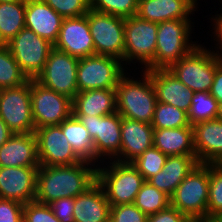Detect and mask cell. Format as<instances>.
<instances>
[{
    "mask_svg": "<svg viewBox=\"0 0 222 222\" xmlns=\"http://www.w3.org/2000/svg\"><path fill=\"white\" fill-rule=\"evenodd\" d=\"M198 3L197 0H138L136 15L157 24L173 19L190 20Z\"/></svg>",
    "mask_w": 222,
    "mask_h": 222,
    "instance_id": "obj_21",
    "label": "cell"
},
{
    "mask_svg": "<svg viewBox=\"0 0 222 222\" xmlns=\"http://www.w3.org/2000/svg\"><path fill=\"white\" fill-rule=\"evenodd\" d=\"M216 119L222 121V103H218Z\"/></svg>",
    "mask_w": 222,
    "mask_h": 222,
    "instance_id": "obj_46",
    "label": "cell"
},
{
    "mask_svg": "<svg viewBox=\"0 0 222 222\" xmlns=\"http://www.w3.org/2000/svg\"><path fill=\"white\" fill-rule=\"evenodd\" d=\"M124 62L120 59L91 55L79 58L77 66V85L79 92L95 89H116L125 74Z\"/></svg>",
    "mask_w": 222,
    "mask_h": 222,
    "instance_id": "obj_7",
    "label": "cell"
},
{
    "mask_svg": "<svg viewBox=\"0 0 222 222\" xmlns=\"http://www.w3.org/2000/svg\"><path fill=\"white\" fill-rule=\"evenodd\" d=\"M187 222H215L212 220H208V219H188Z\"/></svg>",
    "mask_w": 222,
    "mask_h": 222,
    "instance_id": "obj_47",
    "label": "cell"
},
{
    "mask_svg": "<svg viewBox=\"0 0 222 222\" xmlns=\"http://www.w3.org/2000/svg\"><path fill=\"white\" fill-rule=\"evenodd\" d=\"M153 131L151 124L121 117V150L114 160L134 161L153 146Z\"/></svg>",
    "mask_w": 222,
    "mask_h": 222,
    "instance_id": "obj_22",
    "label": "cell"
},
{
    "mask_svg": "<svg viewBox=\"0 0 222 222\" xmlns=\"http://www.w3.org/2000/svg\"><path fill=\"white\" fill-rule=\"evenodd\" d=\"M107 166H97V183L103 188L110 206L131 204L145 179L131 162L108 160Z\"/></svg>",
    "mask_w": 222,
    "mask_h": 222,
    "instance_id": "obj_4",
    "label": "cell"
},
{
    "mask_svg": "<svg viewBox=\"0 0 222 222\" xmlns=\"http://www.w3.org/2000/svg\"><path fill=\"white\" fill-rule=\"evenodd\" d=\"M52 209L54 215L61 222H74L73 211H74V198H61L55 201H52L48 204Z\"/></svg>",
    "mask_w": 222,
    "mask_h": 222,
    "instance_id": "obj_41",
    "label": "cell"
},
{
    "mask_svg": "<svg viewBox=\"0 0 222 222\" xmlns=\"http://www.w3.org/2000/svg\"><path fill=\"white\" fill-rule=\"evenodd\" d=\"M73 115L106 116L117 112L115 89L78 92L72 100Z\"/></svg>",
    "mask_w": 222,
    "mask_h": 222,
    "instance_id": "obj_26",
    "label": "cell"
},
{
    "mask_svg": "<svg viewBox=\"0 0 222 222\" xmlns=\"http://www.w3.org/2000/svg\"><path fill=\"white\" fill-rule=\"evenodd\" d=\"M26 0L0 3V44L5 45L25 27Z\"/></svg>",
    "mask_w": 222,
    "mask_h": 222,
    "instance_id": "obj_29",
    "label": "cell"
},
{
    "mask_svg": "<svg viewBox=\"0 0 222 222\" xmlns=\"http://www.w3.org/2000/svg\"><path fill=\"white\" fill-rule=\"evenodd\" d=\"M95 54L112 56L123 61L125 49V18L90 9L87 12Z\"/></svg>",
    "mask_w": 222,
    "mask_h": 222,
    "instance_id": "obj_9",
    "label": "cell"
},
{
    "mask_svg": "<svg viewBox=\"0 0 222 222\" xmlns=\"http://www.w3.org/2000/svg\"><path fill=\"white\" fill-rule=\"evenodd\" d=\"M39 167H0V198L23 205L36 196V175Z\"/></svg>",
    "mask_w": 222,
    "mask_h": 222,
    "instance_id": "obj_17",
    "label": "cell"
},
{
    "mask_svg": "<svg viewBox=\"0 0 222 222\" xmlns=\"http://www.w3.org/2000/svg\"><path fill=\"white\" fill-rule=\"evenodd\" d=\"M17 1H22V0H0V3H2V2H17Z\"/></svg>",
    "mask_w": 222,
    "mask_h": 222,
    "instance_id": "obj_48",
    "label": "cell"
},
{
    "mask_svg": "<svg viewBox=\"0 0 222 222\" xmlns=\"http://www.w3.org/2000/svg\"><path fill=\"white\" fill-rule=\"evenodd\" d=\"M140 73L141 80L130 78L128 72L119 80L115 89L117 113L130 120L151 124L157 102L156 92L150 75L145 70Z\"/></svg>",
    "mask_w": 222,
    "mask_h": 222,
    "instance_id": "obj_2",
    "label": "cell"
},
{
    "mask_svg": "<svg viewBox=\"0 0 222 222\" xmlns=\"http://www.w3.org/2000/svg\"><path fill=\"white\" fill-rule=\"evenodd\" d=\"M209 164H198L178 185L170 205L189 219H207Z\"/></svg>",
    "mask_w": 222,
    "mask_h": 222,
    "instance_id": "obj_6",
    "label": "cell"
},
{
    "mask_svg": "<svg viewBox=\"0 0 222 222\" xmlns=\"http://www.w3.org/2000/svg\"><path fill=\"white\" fill-rule=\"evenodd\" d=\"M28 80L10 50L0 44V89L20 86Z\"/></svg>",
    "mask_w": 222,
    "mask_h": 222,
    "instance_id": "obj_32",
    "label": "cell"
},
{
    "mask_svg": "<svg viewBox=\"0 0 222 222\" xmlns=\"http://www.w3.org/2000/svg\"><path fill=\"white\" fill-rule=\"evenodd\" d=\"M133 204L145 215L150 216L167 208L170 205V197L145 181Z\"/></svg>",
    "mask_w": 222,
    "mask_h": 222,
    "instance_id": "obj_30",
    "label": "cell"
},
{
    "mask_svg": "<svg viewBox=\"0 0 222 222\" xmlns=\"http://www.w3.org/2000/svg\"><path fill=\"white\" fill-rule=\"evenodd\" d=\"M23 222H61L52 212L48 204L36 201L23 206Z\"/></svg>",
    "mask_w": 222,
    "mask_h": 222,
    "instance_id": "obj_38",
    "label": "cell"
},
{
    "mask_svg": "<svg viewBox=\"0 0 222 222\" xmlns=\"http://www.w3.org/2000/svg\"><path fill=\"white\" fill-rule=\"evenodd\" d=\"M23 204L0 198V222H23Z\"/></svg>",
    "mask_w": 222,
    "mask_h": 222,
    "instance_id": "obj_40",
    "label": "cell"
},
{
    "mask_svg": "<svg viewBox=\"0 0 222 222\" xmlns=\"http://www.w3.org/2000/svg\"><path fill=\"white\" fill-rule=\"evenodd\" d=\"M5 45L29 79H36L43 71L53 48V44L48 40L26 27Z\"/></svg>",
    "mask_w": 222,
    "mask_h": 222,
    "instance_id": "obj_12",
    "label": "cell"
},
{
    "mask_svg": "<svg viewBox=\"0 0 222 222\" xmlns=\"http://www.w3.org/2000/svg\"><path fill=\"white\" fill-rule=\"evenodd\" d=\"M35 133H14L0 147V167H39Z\"/></svg>",
    "mask_w": 222,
    "mask_h": 222,
    "instance_id": "obj_20",
    "label": "cell"
},
{
    "mask_svg": "<svg viewBox=\"0 0 222 222\" xmlns=\"http://www.w3.org/2000/svg\"><path fill=\"white\" fill-rule=\"evenodd\" d=\"M124 65L139 62L145 69L155 57L157 23L139 18L137 15L125 18ZM134 61V62H133Z\"/></svg>",
    "mask_w": 222,
    "mask_h": 222,
    "instance_id": "obj_10",
    "label": "cell"
},
{
    "mask_svg": "<svg viewBox=\"0 0 222 222\" xmlns=\"http://www.w3.org/2000/svg\"><path fill=\"white\" fill-rule=\"evenodd\" d=\"M96 166V167H95ZM97 182V164L82 160L61 166L40 165L36 175L35 200L50 204L61 198L77 197Z\"/></svg>",
    "mask_w": 222,
    "mask_h": 222,
    "instance_id": "obj_1",
    "label": "cell"
},
{
    "mask_svg": "<svg viewBox=\"0 0 222 222\" xmlns=\"http://www.w3.org/2000/svg\"><path fill=\"white\" fill-rule=\"evenodd\" d=\"M198 164L196 155L168 156L162 170L148 182L171 197L178 185Z\"/></svg>",
    "mask_w": 222,
    "mask_h": 222,
    "instance_id": "obj_25",
    "label": "cell"
},
{
    "mask_svg": "<svg viewBox=\"0 0 222 222\" xmlns=\"http://www.w3.org/2000/svg\"><path fill=\"white\" fill-rule=\"evenodd\" d=\"M192 126L198 163L222 164V121L213 119Z\"/></svg>",
    "mask_w": 222,
    "mask_h": 222,
    "instance_id": "obj_18",
    "label": "cell"
},
{
    "mask_svg": "<svg viewBox=\"0 0 222 222\" xmlns=\"http://www.w3.org/2000/svg\"><path fill=\"white\" fill-rule=\"evenodd\" d=\"M221 63L222 57L214 49L200 44L168 70L193 92H210L216 68Z\"/></svg>",
    "mask_w": 222,
    "mask_h": 222,
    "instance_id": "obj_5",
    "label": "cell"
},
{
    "mask_svg": "<svg viewBox=\"0 0 222 222\" xmlns=\"http://www.w3.org/2000/svg\"><path fill=\"white\" fill-rule=\"evenodd\" d=\"M0 118L13 133H35L30 79L20 86L0 89Z\"/></svg>",
    "mask_w": 222,
    "mask_h": 222,
    "instance_id": "obj_13",
    "label": "cell"
},
{
    "mask_svg": "<svg viewBox=\"0 0 222 222\" xmlns=\"http://www.w3.org/2000/svg\"><path fill=\"white\" fill-rule=\"evenodd\" d=\"M153 146L167 156L196 155L193 126L154 129Z\"/></svg>",
    "mask_w": 222,
    "mask_h": 222,
    "instance_id": "obj_27",
    "label": "cell"
},
{
    "mask_svg": "<svg viewBox=\"0 0 222 222\" xmlns=\"http://www.w3.org/2000/svg\"><path fill=\"white\" fill-rule=\"evenodd\" d=\"M222 12V11H221ZM220 12V14H216L215 17L212 15L211 17V21H212V24L211 26H213V29L211 31H213L212 33L214 34L213 36V41H217V44H215V51L218 55H220L222 57V13ZM220 50V52H219Z\"/></svg>",
    "mask_w": 222,
    "mask_h": 222,
    "instance_id": "obj_43",
    "label": "cell"
},
{
    "mask_svg": "<svg viewBox=\"0 0 222 222\" xmlns=\"http://www.w3.org/2000/svg\"><path fill=\"white\" fill-rule=\"evenodd\" d=\"M167 158V155L162 153L155 146H152L131 163L136 167L143 178L148 181L152 176H155L162 170Z\"/></svg>",
    "mask_w": 222,
    "mask_h": 222,
    "instance_id": "obj_35",
    "label": "cell"
},
{
    "mask_svg": "<svg viewBox=\"0 0 222 222\" xmlns=\"http://www.w3.org/2000/svg\"><path fill=\"white\" fill-rule=\"evenodd\" d=\"M110 207L103 188L96 182L74 198V222H108Z\"/></svg>",
    "mask_w": 222,
    "mask_h": 222,
    "instance_id": "obj_24",
    "label": "cell"
},
{
    "mask_svg": "<svg viewBox=\"0 0 222 222\" xmlns=\"http://www.w3.org/2000/svg\"><path fill=\"white\" fill-rule=\"evenodd\" d=\"M218 102L209 92H195L188 113L189 122L194 125L201 121L216 119Z\"/></svg>",
    "mask_w": 222,
    "mask_h": 222,
    "instance_id": "obj_34",
    "label": "cell"
},
{
    "mask_svg": "<svg viewBox=\"0 0 222 222\" xmlns=\"http://www.w3.org/2000/svg\"><path fill=\"white\" fill-rule=\"evenodd\" d=\"M31 108L35 129L60 125L72 112V99L30 79Z\"/></svg>",
    "mask_w": 222,
    "mask_h": 222,
    "instance_id": "obj_14",
    "label": "cell"
},
{
    "mask_svg": "<svg viewBox=\"0 0 222 222\" xmlns=\"http://www.w3.org/2000/svg\"><path fill=\"white\" fill-rule=\"evenodd\" d=\"M74 152L85 161L95 164L93 140L82 122L73 114L59 125Z\"/></svg>",
    "mask_w": 222,
    "mask_h": 222,
    "instance_id": "obj_28",
    "label": "cell"
},
{
    "mask_svg": "<svg viewBox=\"0 0 222 222\" xmlns=\"http://www.w3.org/2000/svg\"><path fill=\"white\" fill-rule=\"evenodd\" d=\"M207 219L215 222L222 219V164H209Z\"/></svg>",
    "mask_w": 222,
    "mask_h": 222,
    "instance_id": "obj_33",
    "label": "cell"
},
{
    "mask_svg": "<svg viewBox=\"0 0 222 222\" xmlns=\"http://www.w3.org/2000/svg\"><path fill=\"white\" fill-rule=\"evenodd\" d=\"M147 217L133 203L110 207L111 222H147Z\"/></svg>",
    "mask_w": 222,
    "mask_h": 222,
    "instance_id": "obj_39",
    "label": "cell"
},
{
    "mask_svg": "<svg viewBox=\"0 0 222 222\" xmlns=\"http://www.w3.org/2000/svg\"><path fill=\"white\" fill-rule=\"evenodd\" d=\"M53 47L77 58L95 55L87 15L64 18Z\"/></svg>",
    "mask_w": 222,
    "mask_h": 222,
    "instance_id": "obj_16",
    "label": "cell"
},
{
    "mask_svg": "<svg viewBox=\"0 0 222 222\" xmlns=\"http://www.w3.org/2000/svg\"><path fill=\"white\" fill-rule=\"evenodd\" d=\"M74 116L78 118L86 127L93 140L95 149V164L97 161V166L98 163H102L101 165H104L103 162L108 159L114 160L120 154L121 116L119 113L115 112L106 116Z\"/></svg>",
    "mask_w": 222,
    "mask_h": 222,
    "instance_id": "obj_8",
    "label": "cell"
},
{
    "mask_svg": "<svg viewBox=\"0 0 222 222\" xmlns=\"http://www.w3.org/2000/svg\"><path fill=\"white\" fill-rule=\"evenodd\" d=\"M191 20H167L157 24L154 60L143 70L168 69L200 43L192 39Z\"/></svg>",
    "mask_w": 222,
    "mask_h": 222,
    "instance_id": "obj_3",
    "label": "cell"
},
{
    "mask_svg": "<svg viewBox=\"0 0 222 222\" xmlns=\"http://www.w3.org/2000/svg\"><path fill=\"white\" fill-rule=\"evenodd\" d=\"M63 18L86 15L90 10V0H43Z\"/></svg>",
    "mask_w": 222,
    "mask_h": 222,
    "instance_id": "obj_37",
    "label": "cell"
},
{
    "mask_svg": "<svg viewBox=\"0 0 222 222\" xmlns=\"http://www.w3.org/2000/svg\"><path fill=\"white\" fill-rule=\"evenodd\" d=\"M78 63L79 58L53 47L49 52L43 71L35 80L73 100L79 92L77 85Z\"/></svg>",
    "mask_w": 222,
    "mask_h": 222,
    "instance_id": "obj_11",
    "label": "cell"
},
{
    "mask_svg": "<svg viewBox=\"0 0 222 222\" xmlns=\"http://www.w3.org/2000/svg\"><path fill=\"white\" fill-rule=\"evenodd\" d=\"M63 20L43 0H26L25 27L53 45L57 41Z\"/></svg>",
    "mask_w": 222,
    "mask_h": 222,
    "instance_id": "obj_23",
    "label": "cell"
},
{
    "mask_svg": "<svg viewBox=\"0 0 222 222\" xmlns=\"http://www.w3.org/2000/svg\"><path fill=\"white\" fill-rule=\"evenodd\" d=\"M188 219L185 214L169 205L167 208L148 216L147 222H187Z\"/></svg>",
    "mask_w": 222,
    "mask_h": 222,
    "instance_id": "obj_42",
    "label": "cell"
},
{
    "mask_svg": "<svg viewBox=\"0 0 222 222\" xmlns=\"http://www.w3.org/2000/svg\"><path fill=\"white\" fill-rule=\"evenodd\" d=\"M40 165H72L82 161L74 152L59 125L35 129Z\"/></svg>",
    "mask_w": 222,
    "mask_h": 222,
    "instance_id": "obj_15",
    "label": "cell"
},
{
    "mask_svg": "<svg viewBox=\"0 0 222 222\" xmlns=\"http://www.w3.org/2000/svg\"><path fill=\"white\" fill-rule=\"evenodd\" d=\"M153 129H174L192 126L189 122L188 113L169 104L156 102L153 120Z\"/></svg>",
    "mask_w": 222,
    "mask_h": 222,
    "instance_id": "obj_31",
    "label": "cell"
},
{
    "mask_svg": "<svg viewBox=\"0 0 222 222\" xmlns=\"http://www.w3.org/2000/svg\"><path fill=\"white\" fill-rule=\"evenodd\" d=\"M90 9L128 18L136 15L138 0H90Z\"/></svg>",
    "mask_w": 222,
    "mask_h": 222,
    "instance_id": "obj_36",
    "label": "cell"
},
{
    "mask_svg": "<svg viewBox=\"0 0 222 222\" xmlns=\"http://www.w3.org/2000/svg\"><path fill=\"white\" fill-rule=\"evenodd\" d=\"M209 93L218 103H222V63L216 68L213 84Z\"/></svg>",
    "mask_w": 222,
    "mask_h": 222,
    "instance_id": "obj_44",
    "label": "cell"
},
{
    "mask_svg": "<svg viewBox=\"0 0 222 222\" xmlns=\"http://www.w3.org/2000/svg\"><path fill=\"white\" fill-rule=\"evenodd\" d=\"M151 77L157 101L175 106L187 113L195 92L179 81L168 69L145 70Z\"/></svg>",
    "mask_w": 222,
    "mask_h": 222,
    "instance_id": "obj_19",
    "label": "cell"
},
{
    "mask_svg": "<svg viewBox=\"0 0 222 222\" xmlns=\"http://www.w3.org/2000/svg\"><path fill=\"white\" fill-rule=\"evenodd\" d=\"M14 133L7 127L6 123L0 118V147L13 135Z\"/></svg>",
    "mask_w": 222,
    "mask_h": 222,
    "instance_id": "obj_45",
    "label": "cell"
}]
</instances>
